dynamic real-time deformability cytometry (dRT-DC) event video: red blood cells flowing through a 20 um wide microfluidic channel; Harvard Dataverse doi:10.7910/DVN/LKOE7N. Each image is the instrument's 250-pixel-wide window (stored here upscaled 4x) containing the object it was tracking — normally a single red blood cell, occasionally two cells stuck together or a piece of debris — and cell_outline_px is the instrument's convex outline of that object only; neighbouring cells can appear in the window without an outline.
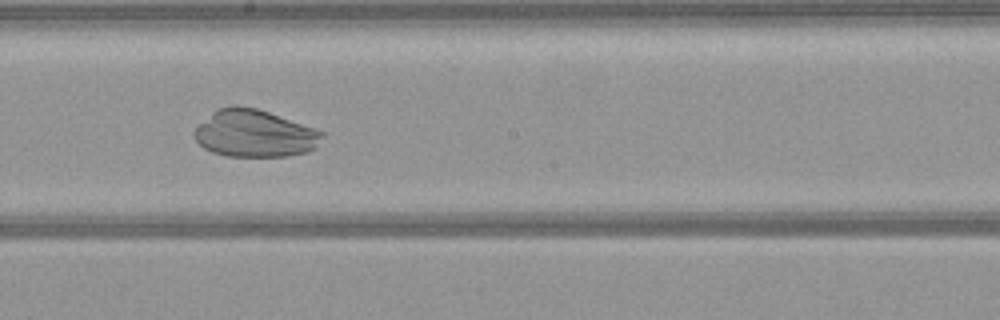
{"species": "common noctule bat (a hibernating species)", "species_latin": "Nyctalus noctula", "temperature_condition": "warm", "stored_images_in_passage": 46, "camera_frame_rate_fps": 3000, "um_per_image_px": 0.085, "animal": {"sex": "female", "body_mass_g": 21.9}, "frame": {"image": 1, "passage_image": 27, "time_ms": 8.667, "image_size_px": [1000, 320], "cell_outline_px": [[324, 136], [316, 148], [308, 152], [288, 156], [224, 156], [212, 152], [204, 148], [196, 140], [192, 132], [212, 112], [220, 108], [256, 108], [316, 128], [324, 132]], "centroid_in_image_um": [21.69, 11.38], "position_along_channel_um": 226.5, "area_um2": 34.8}}